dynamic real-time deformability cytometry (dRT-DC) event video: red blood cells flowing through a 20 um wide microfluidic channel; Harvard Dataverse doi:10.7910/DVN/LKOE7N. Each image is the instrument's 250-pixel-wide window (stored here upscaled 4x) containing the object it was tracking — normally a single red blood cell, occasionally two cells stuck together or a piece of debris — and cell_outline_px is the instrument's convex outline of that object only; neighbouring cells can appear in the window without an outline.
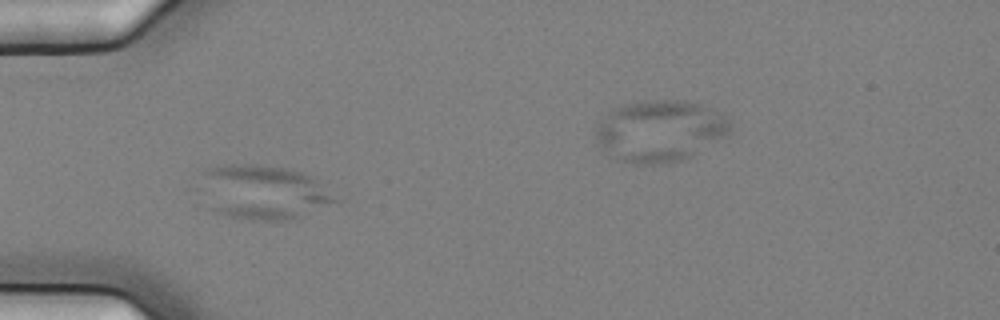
{"species": "common noctule bat (a hibernating species)", "species_latin": "Nyctalus noctula", "temperature_condition": "cold", "stored_images_in_passage": 48, "camera_frame_rate_fps": 3000, "um_per_image_px": 0.085, "animal": {"sex": "female", "body_mass_g": 25.1}, "frame": {"image": 1, "passage_image": 21, "time_ms": 6.667, "image_size_px": [1000, 320], "cell_outline_px": [[344, 200], [284, 220], [252, 220], [228, 216], [212, 212], [208, 208], [204, 176], [204, 168], [220, 164], [260, 164], [284, 168], [304, 172], [312, 176]], "centroid_in_image_um": [22.43, 16.32], "position_along_channel_um": 62.6, "area_um2": 42.6}}
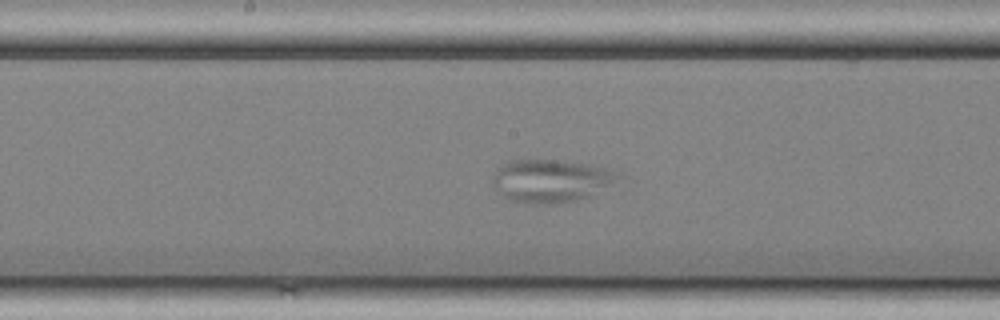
{"frame": {"image": 2, "passage_image": 33, "time_ms": 10.667, "image_size_px": [1000, 320], "cell_outline_px": [[620, 176], [608, 184], [588, 196], [564, 204], [524, 204], [508, 200], [492, 184], [492, 176], [504, 164], [512, 160], [528, 156], [592, 164], [612, 168]], "centroid_in_image_um": [46.76, 15.33], "position_along_channel_um": 201.4, "area_um2": 31.96}}
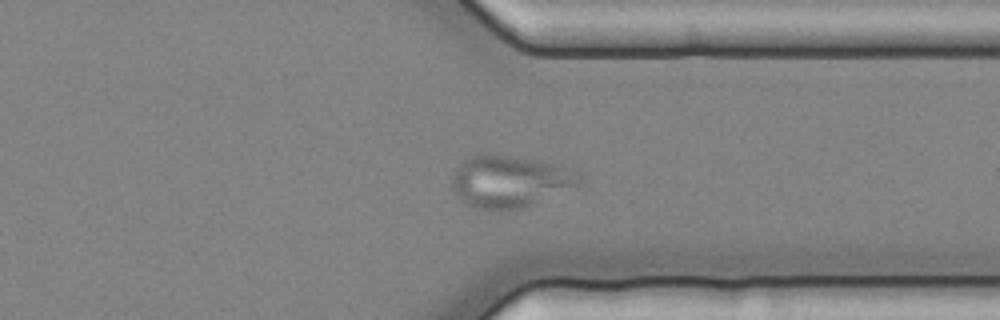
{"frame": {"image": 3, "passage_image": 47, "time_ms": 15.333, "image_size_px": [1000, 320], "cell_outline_px": [[584, 184], [520, 208], [476, 208], [468, 204], [456, 196], [452, 188], [452, 176], [456, 168], [464, 160], [472, 156], [508, 156], [540, 160], [560, 164], [572, 168], [580, 172], [584, 180]], "centroid_in_image_um": [43.43, 15.4], "position_along_channel_um": 368.0, "area_um2": 38.15}}